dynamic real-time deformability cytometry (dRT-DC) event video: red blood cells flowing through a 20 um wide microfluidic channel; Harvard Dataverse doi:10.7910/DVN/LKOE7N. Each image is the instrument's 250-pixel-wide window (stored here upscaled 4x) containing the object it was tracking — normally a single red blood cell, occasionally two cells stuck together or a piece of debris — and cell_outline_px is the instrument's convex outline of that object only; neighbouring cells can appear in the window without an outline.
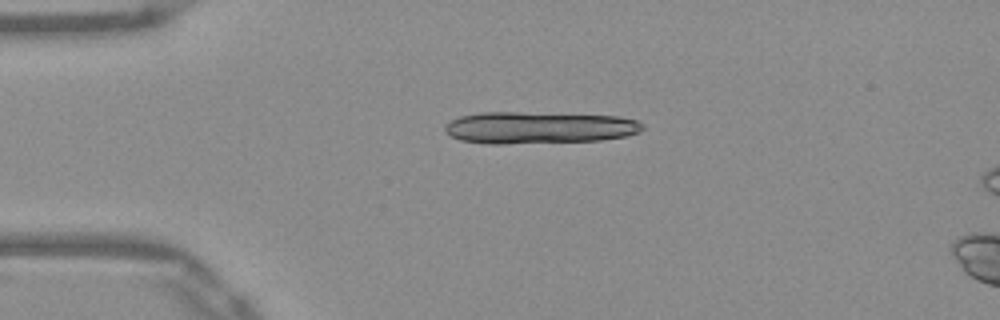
{"species": "Egyptian fruit bat (a non-hibernating species)", "species_latin": "Rousettus aegyptiacus", "temperature_condition": "warm", "stored_images_in_passage": 5, "camera_frame_rate_fps": 3000, "um_per_image_px": 0.085, "frame": {"image": 1, "passage_image": 1, "time_ms": 0.0, "image_size_px": [1000, 320], "cell_outline_px": [[644, 128], [640, 132], [628, 136], [600, 140], [504, 144], [488, 144], [460, 140], [452, 136], [444, 128], [452, 120], [460, 116], [480, 112], [516, 112], [620, 116], [636, 120], [644, 124]], "centroid_in_image_um": [45.85, 10.85], "position_along_channel_um": 39.1, "area_um2": 36.82}}